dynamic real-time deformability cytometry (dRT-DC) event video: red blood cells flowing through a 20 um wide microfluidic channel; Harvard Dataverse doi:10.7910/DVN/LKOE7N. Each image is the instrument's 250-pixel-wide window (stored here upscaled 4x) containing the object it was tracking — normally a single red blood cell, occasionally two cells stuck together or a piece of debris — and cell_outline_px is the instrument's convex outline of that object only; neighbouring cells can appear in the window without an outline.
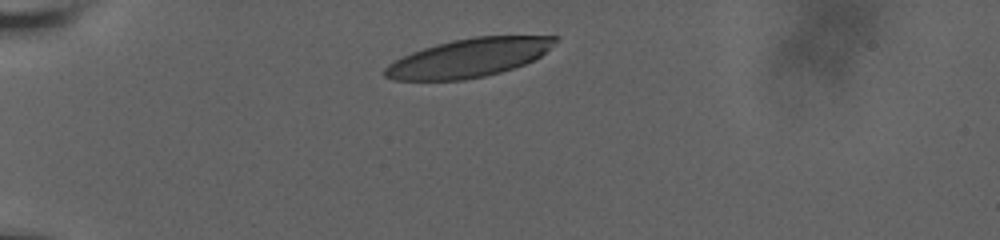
{"species": "human", "species_latin": "Homo sapiens", "temperature_condition": "room temperature", "stored_images_in_passage": 35, "camera_frame_rate_fps": 3000, "um_per_image_px": 0.085, "donor": {"sex": "male"}, "frame": {"image": 1, "passage_image": 1, "time_ms": 0.0, "image_size_px": [1000, 240], "cell_outline_px": [[560, 36], [540, 56], [524, 64], [500, 72], [484, 76], [464, 80], [392, 80], [384, 76], [384, 68], [388, 64], [412, 52], [436, 44], [452, 40], [476, 36]], "centroid_in_image_um": [39.8, 4.92], "position_along_channel_um": 45.2, "area_um2": 37.74}}
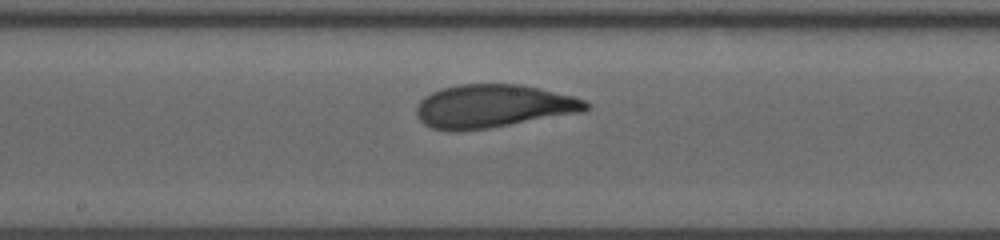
{"frame": {"image": 2, "passage_image": 20, "time_ms": 5.667, "image_size_px": [1000, 240], "cell_outline_px": [[592, 104], [584, 112], [488, 128], [456, 132], [432, 128], [424, 124], [416, 116], [416, 104], [424, 96], [440, 88], [456, 84], [520, 84], [572, 96], [584, 100]], "centroid_in_image_um": [41.88, 9.03], "position_along_channel_um": 206.3, "area_um2": 42.89}}
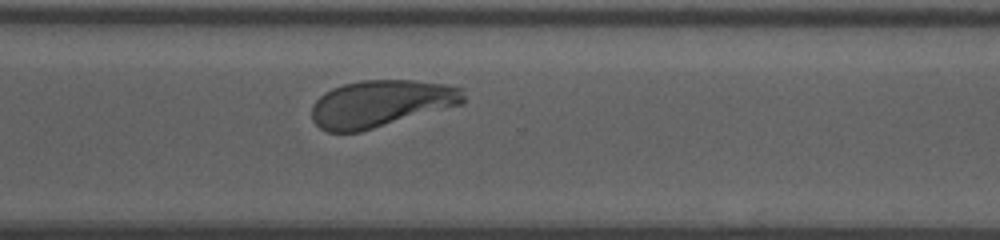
{"frame": {"image": 3, "passage_image": 35, "time_ms": 9.333, "image_size_px": [1000, 240], "cell_outline_px": [[464, 104], [360, 132], [328, 132], [320, 128], [312, 120], [312, 104], [324, 92], [332, 88], [344, 84], [360, 80], [412, 80], [444, 84], [464, 88]], "centroid_in_image_um": [32.39, 8.8], "position_along_channel_um": 338.2, "area_um2": 41.79}}